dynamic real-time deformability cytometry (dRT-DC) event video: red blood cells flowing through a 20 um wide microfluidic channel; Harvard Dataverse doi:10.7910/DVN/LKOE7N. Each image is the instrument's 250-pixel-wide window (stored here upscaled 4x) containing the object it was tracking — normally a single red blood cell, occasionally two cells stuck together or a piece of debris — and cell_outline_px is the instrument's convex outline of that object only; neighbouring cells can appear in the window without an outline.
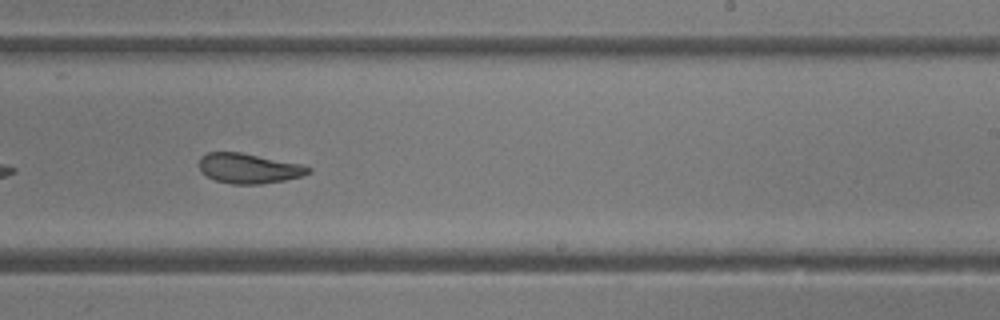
{"species": "common noctule bat (a hibernating species)", "species_latin": "Nyctalus noctula", "temperature_condition": "room temperature", "stored_images_in_passage": 35, "camera_frame_rate_fps": 3000, "um_per_image_px": 0.085, "animal": {"sex": "female"}, "frame": {"image": 1, "passage_image": 16, "time_ms": 5.0, "image_size_px": [1000, 320], "cell_outline_px": [[312, 172], [300, 176], [284, 180], [260, 184], [232, 184], [216, 180], [200, 172], [200, 156], [208, 152], [240, 152], [300, 164], [312, 168]], "centroid_in_image_um": [21.13, 14.31], "position_along_channel_um": 267.9, "area_um2": 18.9}, "authors_computed_cell_mechanics": {"area_um2": 20.1144, "velocity_mm_per_s": 4.1551, "shape_relaxation_time_tau1_ms": 3.7151, "shape_relaxation_time_tau2_ms": 1.8007, "deformation_change_tau1": 0.154, "deformation_change_tau2": 0.0937}}